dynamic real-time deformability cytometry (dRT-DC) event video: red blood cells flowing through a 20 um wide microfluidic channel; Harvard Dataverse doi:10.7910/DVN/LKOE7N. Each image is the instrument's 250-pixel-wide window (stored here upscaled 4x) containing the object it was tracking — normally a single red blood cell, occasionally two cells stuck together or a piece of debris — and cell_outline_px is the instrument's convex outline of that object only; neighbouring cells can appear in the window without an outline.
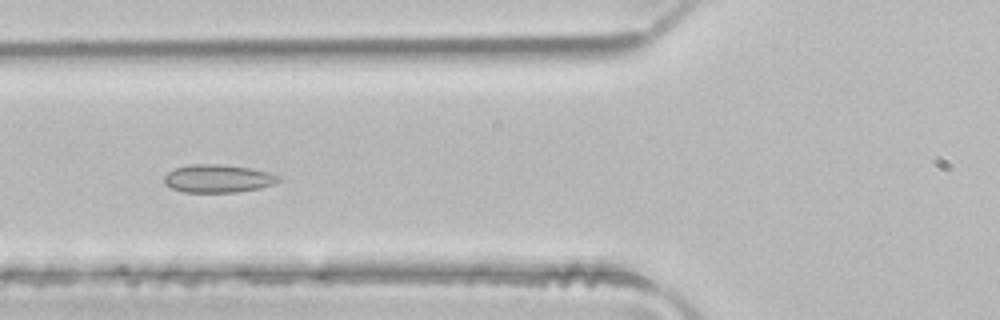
{"species": "common noctule bat (a hibernating species)", "species_latin": "Nyctalus noctula", "temperature_condition": "room temperature", "stored_images_in_passage": 4, "camera_frame_rate_fps": 3000, "um_per_image_px": 0.085, "animal": {"sex": "male", "body_mass_g": 21.5, "forearm_length_mm": 52.0}, "frame": {"image": 1, "passage_image": 4, "time_ms": 1.0, "image_size_px": [1000, 320], "cell_outline_px": [[280, 180], [272, 184], [260, 188], [236, 192], [184, 192], [172, 188], [164, 184], [164, 176], [168, 172], [176, 168], [188, 164], [220, 164], [252, 168], [268, 172], [280, 176]], "centroid_in_image_um": [18.51, 15.17], "position_along_channel_um": 107.3, "area_um2": 18.67}}